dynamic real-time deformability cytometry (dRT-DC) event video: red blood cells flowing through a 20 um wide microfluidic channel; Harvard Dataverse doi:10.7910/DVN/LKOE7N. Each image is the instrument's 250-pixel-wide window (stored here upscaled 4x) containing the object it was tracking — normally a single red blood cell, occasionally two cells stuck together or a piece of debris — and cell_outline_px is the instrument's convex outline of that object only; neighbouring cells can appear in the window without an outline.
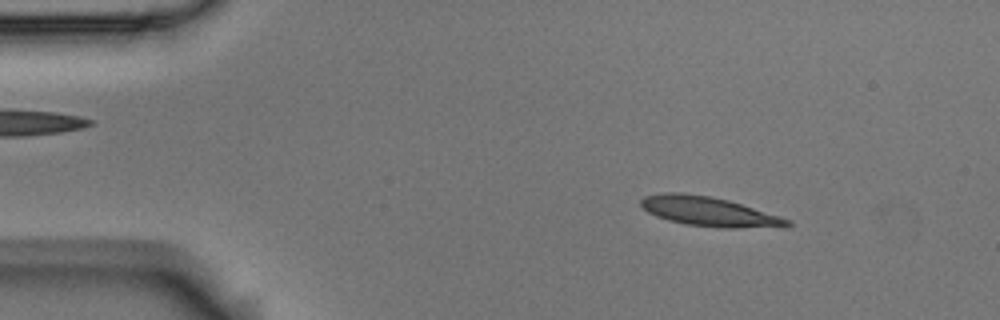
{"species": "Egyptian fruit bat (a non-hibernating species)", "species_latin": "Rousettus aegyptiacus", "temperature_condition": "room temperature", "stored_images_in_passage": 4, "camera_frame_rate_fps": 3000, "um_per_image_px": 0.085, "animal": {"sex": "male"}, "frame": {"image": 1, "passage_image": 2, "time_ms": 0.333, "image_size_px": [1000, 320], "cell_outline_px": [[792, 224], [784, 228], [720, 228], [684, 224], [668, 220], [656, 216], [648, 212], [640, 204], [640, 200], [644, 196], [660, 192], [680, 192], [712, 196], [728, 200], [780, 216], [792, 220]], "centroid_in_image_um": [60.3, 17.99], "position_along_channel_um": 24.7, "area_um2": 25.55}}